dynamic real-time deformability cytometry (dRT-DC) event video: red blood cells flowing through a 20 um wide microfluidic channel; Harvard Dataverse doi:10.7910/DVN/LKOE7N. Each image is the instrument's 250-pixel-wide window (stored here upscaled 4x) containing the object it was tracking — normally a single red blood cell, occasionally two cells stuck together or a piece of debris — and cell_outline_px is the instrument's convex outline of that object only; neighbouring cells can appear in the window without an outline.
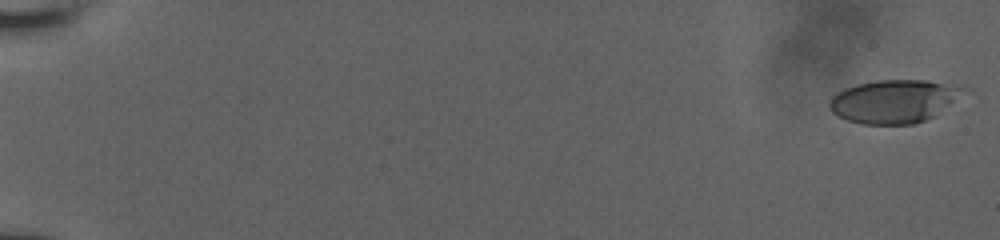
{"species": "human", "species_latin": "Homo sapiens", "temperature_condition": "room temperature", "stored_images_in_passage": 57, "camera_frame_rate_fps": 3000, "um_per_image_px": 0.085, "donor": {"sex": "male"}, "frame": {"image": 1, "passage_image": 1, "time_ms": 0.0, "image_size_px": [1000, 240], "cell_outline_px": [[972, 88], [932, 116], [924, 120], [912, 124], [864, 124], [848, 120], [832, 112], [828, 108], [828, 104], [832, 96], [836, 92], [844, 88], [856, 84], [876, 80], [928, 80]], "centroid_in_image_um": [75.97, 8.58], "position_along_channel_um": 9.0, "area_um2": 33.7}}
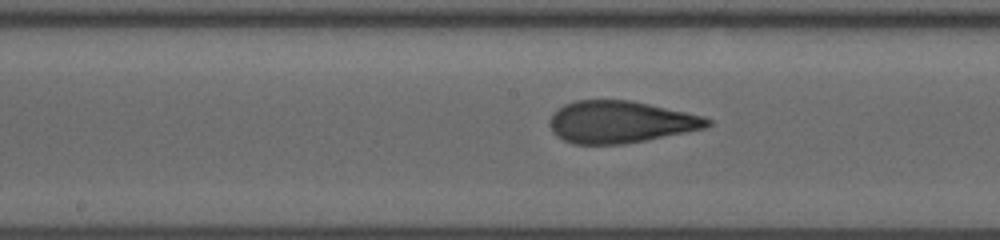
{"frame": {"image": 2, "passage_image": 32, "time_ms": 10.333, "image_size_px": [1000, 240], "cell_outline_px": [[712, 124], [708, 128], [624, 144], [572, 144], [556, 136], [552, 132], [552, 116], [564, 104], [576, 100], [632, 100], [704, 116], [712, 120]], "centroid_in_image_um": [52.79, 10.37], "position_along_channel_um": 195.4, "area_um2": 38.49}}
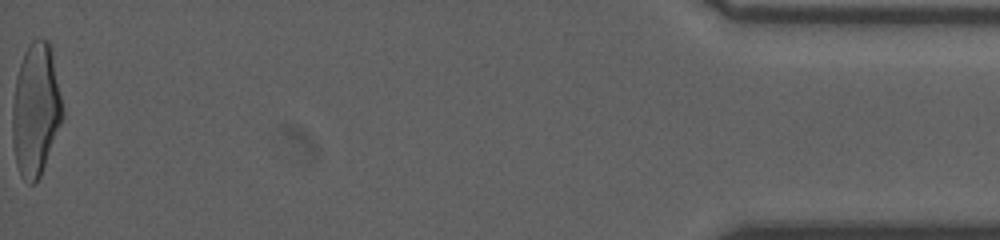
{"frame": {"image": 3, "passage_image": 57, "time_ms": 18.667, "image_size_px": [1000, 240], "cell_outline_px": [[64, 116], [40, 176], [32, 184], [28, 184], [20, 176], [16, 164], [12, 140], [12, 104], [16, 76], [24, 52], [32, 40], [36, 36], [48, 40], [52, 48], [64, 112]], "centroid_in_image_um": [3.03, 9.3], "position_along_channel_um": 432.2, "area_um2": 39.19}, "authors_computed_cell_mechanics": {"area_um2": 37.859, "velocity_mm_per_s": 3.9047, "shape_relaxation_time_tau1_ms": 5.491, "shape_relaxation_time_tau2_ms": 0.9342, "deformation_change_tau1": 0.2134, "deformation_change_tau2": 0.0898}}